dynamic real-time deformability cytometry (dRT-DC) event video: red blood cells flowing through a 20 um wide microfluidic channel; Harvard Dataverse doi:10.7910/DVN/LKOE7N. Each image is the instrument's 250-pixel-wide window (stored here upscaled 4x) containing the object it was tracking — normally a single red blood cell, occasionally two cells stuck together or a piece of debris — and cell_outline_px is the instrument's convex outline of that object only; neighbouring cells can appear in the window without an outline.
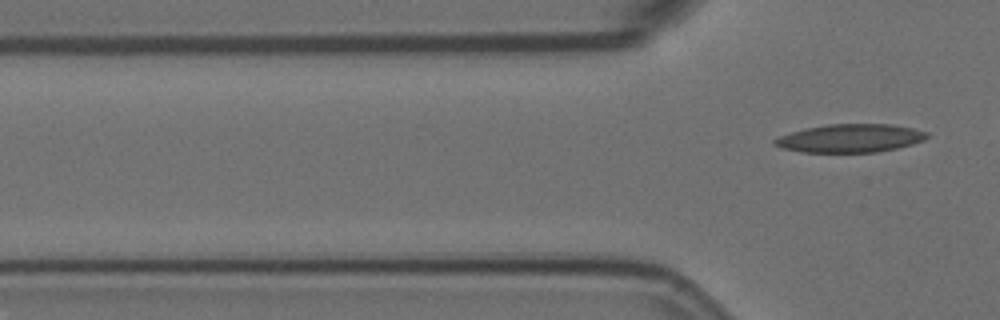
{"species": "Egyptian fruit bat (a non-hibernating species)", "species_latin": "Rousettus aegyptiacus", "temperature_condition": "room temperature", "stored_images_in_passage": 5, "segment_of_instrument_passage": [2, 2], "camera_frame_rate_fps": 3000, "um_per_image_px": 0.085, "animal": {"sex": "female"}, "frame": {"image": 1, "passage_image": 5, "time_ms": 1.333, "image_size_px": [1000, 320], "cell_outline_px": [[928, 136], [924, 140], [912, 144], [896, 148], [876, 152], [800, 152], [780, 148], [772, 144], [772, 140], [780, 136], [804, 128], [828, 124], [892, 124], [912, 128], [928, 132]], "centroid_in_image_um": [72.24, 11.75], "position_along_channel_um": 53.6, "area_um2": 25.14}}